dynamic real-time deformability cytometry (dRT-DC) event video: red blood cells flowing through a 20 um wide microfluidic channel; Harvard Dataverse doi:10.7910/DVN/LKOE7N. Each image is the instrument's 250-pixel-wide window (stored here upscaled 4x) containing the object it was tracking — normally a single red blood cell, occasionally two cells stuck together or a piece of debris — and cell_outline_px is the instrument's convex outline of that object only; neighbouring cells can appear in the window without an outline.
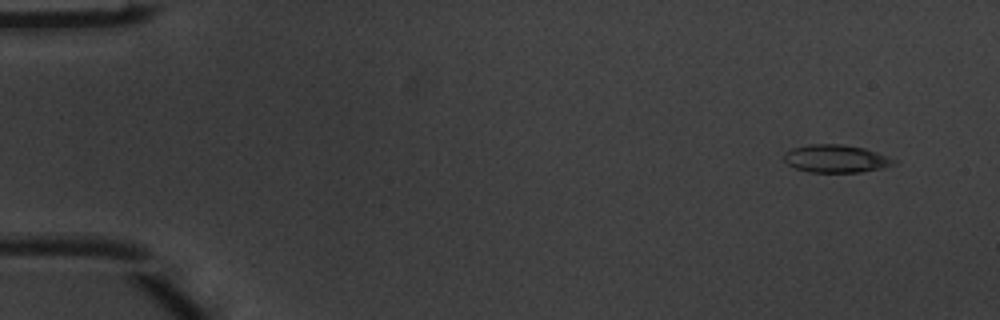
{"species": "common noctule bat (a hibernating species)", "species_latin": "Nyctalus noctula", "temperature_condition": "warm", "stored_images_in_passage": 4, "camera_frame_rate_fps": 3000, "um_per_image_px": 0.085, "animal": {"sex": "male", "body_mass_g": 20.1, "forearm_length_mm": 53.5}, "frame": {"image": 1, "passage_image": 1, "time_ms": 0.0, "image_size_px": [1000, 320], "cell_outline_px": [[896, 164], [884, 168], [860, 172], [808, 172], [796, 168], [788, 164], [784, 160], [784, 152], [792, 148], [808, 144], [840, 144], [864, 148], [888, 156], [896, 160]], "centroid_in_image_um": [71.06, 13.48], "position_along_channel_um": 13.9, "area_um2": 17.86}}